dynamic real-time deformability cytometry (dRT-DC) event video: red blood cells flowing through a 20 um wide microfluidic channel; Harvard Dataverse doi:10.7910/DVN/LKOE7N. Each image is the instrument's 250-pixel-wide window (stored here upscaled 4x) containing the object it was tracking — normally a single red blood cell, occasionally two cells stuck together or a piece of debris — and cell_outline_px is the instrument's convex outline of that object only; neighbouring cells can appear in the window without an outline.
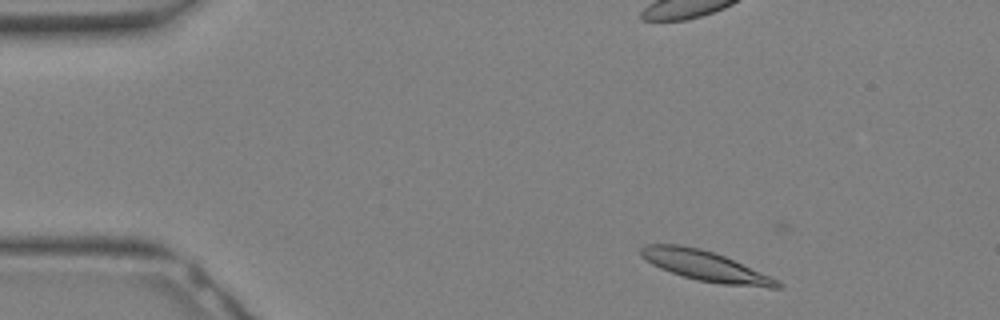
{"species": "Egyptian fruit bat (a non-hibernating species)", "species_latin": "Rousettus aegyptiacus", "temperature_condition": "warm", "stored_images_in_passage": 18, "camera_frame_rate_fps": 3000, "um_per_image_px": 0.085, "animal": {"sex": "female"}, "frame": {"image": 1, "passage_image": 1, "time_ms": 0.0, "image_size_px": [1000, 320], "cell_outline_px": [[784, 284], [780, 288], [768, 288], [720, 284], [696, 280], [660, 268], [652, 264], [640, 256], [640, 248], [644, 244], [680, 244], [700, 248], [724, 256], [768, 276]], "centroid_in_image_um": [59.91, 22.6], "position_along_channel_um": 25.1, "area_um2": 23.76}}